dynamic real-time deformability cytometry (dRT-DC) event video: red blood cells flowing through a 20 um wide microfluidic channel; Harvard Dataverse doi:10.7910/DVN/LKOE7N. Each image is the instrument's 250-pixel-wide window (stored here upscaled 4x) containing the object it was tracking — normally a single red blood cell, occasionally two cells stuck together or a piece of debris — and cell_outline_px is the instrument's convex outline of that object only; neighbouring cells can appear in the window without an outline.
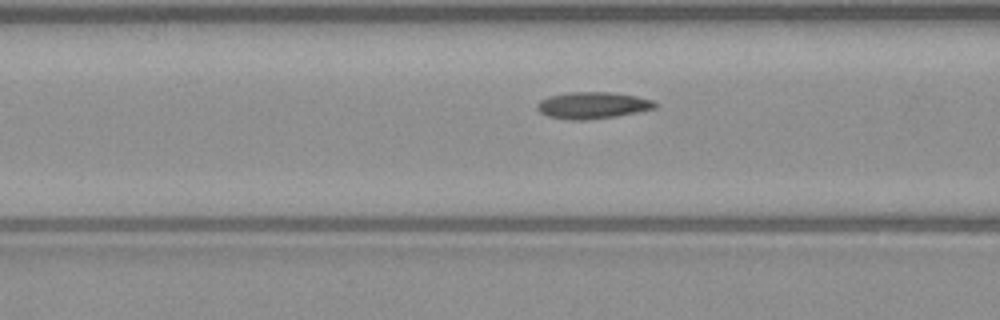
{"species": "common noctule bat (a hibernating species)", "species_latin": "Nyctalus noctula", "temperature_condition": "warm", "stored_images_in_passage": 47, "camera_frame_rate_fps": 3000, "um_per_image_px": 0.085, "animal": {"sex": "male", "body_mass_g": 23.1, "forearm_length_mm": 52.7}, "frame": {"image": 1, "passage_image": 16, "time_ms": 5.0, "image_size_px": [1000, 320], "cell_outline_px": [[660, 104], [656, 108], [616, 116], [584, 120], [568, 120], [548, 116], [540, 112], [536, 108], [536, 104], [540, 100], [548, 96], [568, 92], [612, 92], [636, 96], [652, 100]], "centroid_in_image_um": [50.36, 8.95], "position_along_channel_um": 116.2, "area_um2": 18.44}}
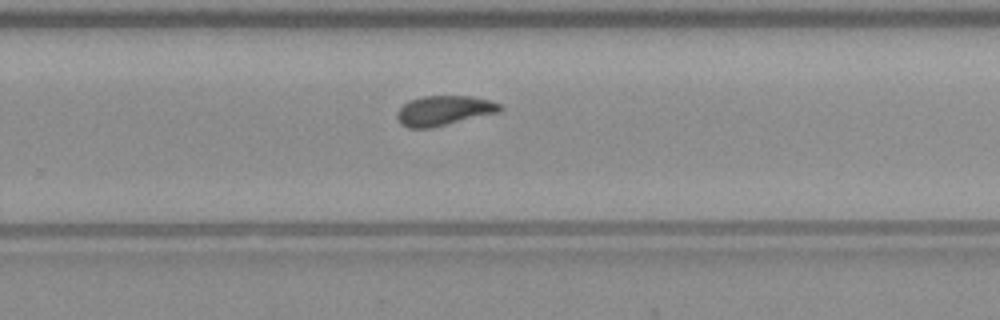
{"frame": {"image": 2, "passage_image": 29, "time_ms": 9.333, "image_size_px": [1000, 320], "cell_outline_px": [[504, 108], [500, 112], [432, 128], [408, 128], [400, 124], [396, 116], [396, 112], [404, 104], [412, 100], [424, 96], [472, 96], [488, 100], [500, 104]], "centroid_in_image_um": [37.74, 9.41], "position_along_channel_um": 292.1, "area_um2": 17.92}}
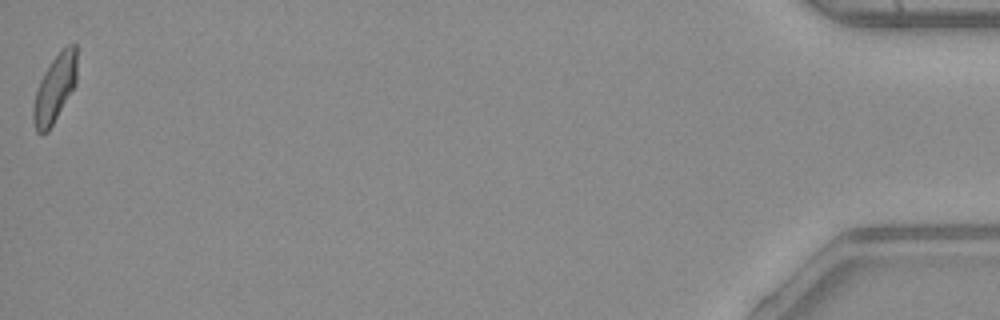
{"frame": {"image": 3, "passage_image": 47, "time_ms": 15.333, "image_size_px": [1000, 320], "cell_outline_px": [[76, 84], [48, 132], [40, 136], [36, 132], [32, 120], [32, 108], [36, 92], [40, 80], [44, 72], [52, 60], [68, 44], [76, 44]], "centroid_in_image_um": [4.63, 7.59], "position_along_channel_um": 430.6, "area_um2": 17.17}, "authors_computed_cell_mechanics": {"area_um2": 17.6868, "velocity_mm_per_s": 4.0598, "shape_relaxation_time_tau1_ms": 10.1692, "shape_relaxation_time_tau2_ms": 2.0381, "deformation_change_tau1": 0.2217, "deformation_change_tau2": 0.0754}}